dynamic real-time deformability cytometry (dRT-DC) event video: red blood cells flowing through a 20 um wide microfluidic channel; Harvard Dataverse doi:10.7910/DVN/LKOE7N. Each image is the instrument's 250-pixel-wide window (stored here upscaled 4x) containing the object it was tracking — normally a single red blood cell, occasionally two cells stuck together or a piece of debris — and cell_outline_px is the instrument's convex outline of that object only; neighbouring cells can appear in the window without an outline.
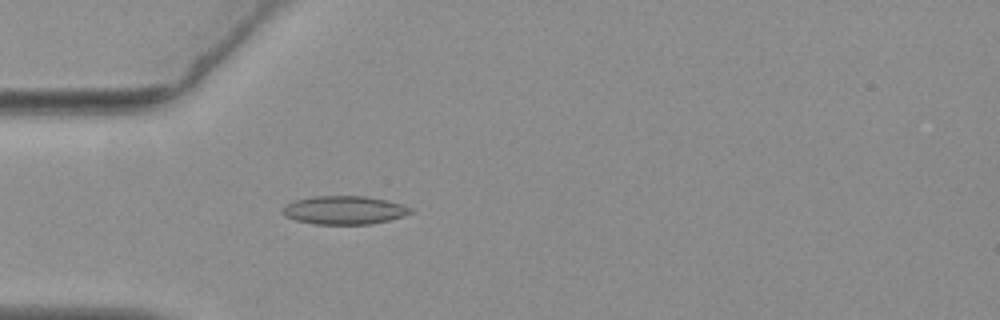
{"species": "common noctule bat (a hibernating species)", "species_latin": "Nyctalus noctula", "temperature_condition": "warm", "stored_images_in_passage": 16, "camera_frame_rate_fps": 3000, "um_per_image_px": 0.085, "animal": {"sex": "female", "body_mass_g": 19.3, "forearm_length_mm": 54.1}, "frame": {"image": 1, "passage_image": 3, "time_ms": 0.667, "image_size_px": [1000, 320], "cell_outline_px": [[412, 212], [388, 220], [372, 224], [316, 224], [296, 220], [284, 216], [284, 208], [288, 204], [296, 200], [312, 196], [364, 196], [388, 200], [404, 204], [412, 208]], "centroid_in_image_um": [29.29, 17.85], "position_along_channel_um": 55.7, "area_um2": 20.98}}
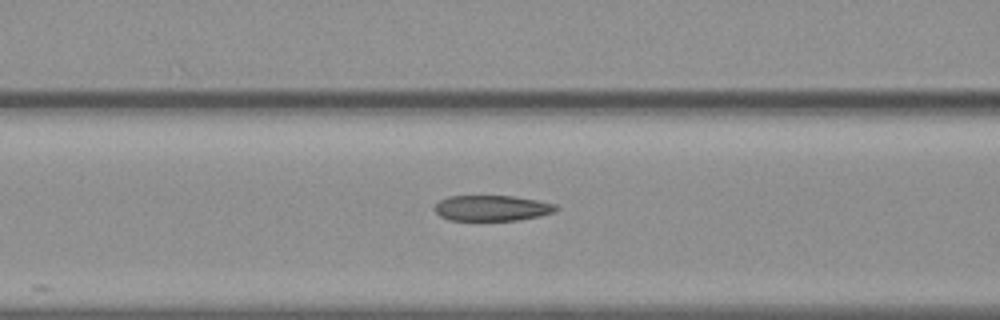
{"frame": {"image": 2, "passage_image": 9, "time_ms": 2.667, "image_size_px": [1000, 320], "cell_outline_px": [[560, 208], [556, 212], [540, 216], [516, 220], [448, 220], [440, 216], [436, 212], [436, 204], [440, 200], [448, 196], [512, 196], [536, 200], [556, 204]], "centroid_in_image_um": [41.85, 17.69], "position_along_channel_um": 124.7, "area_um2": 18.09}}
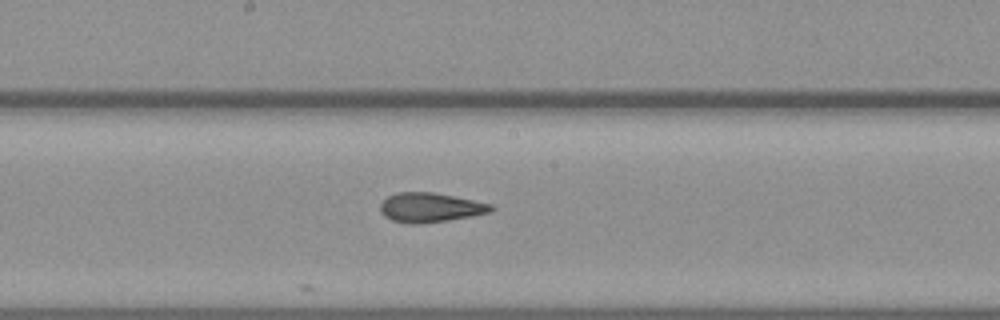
{"frame": {"image": 3, "passage_image": 16, "time_ms": 5.0, "image_size_px": [1000, 320], "cell_outline_px": [[496, 208], [492, 212], [472, 216], [448, 220], [416, 224], [412, 224], [392, 220], [384, 216], [380, 212], [380, 204], [388, 196], [396, 192], [432, 192], [492, 204]], "centroid_in_image_um": [36.57, 17.64], "position_along_channel_um": 211.6, "area_um2": 18.96}}